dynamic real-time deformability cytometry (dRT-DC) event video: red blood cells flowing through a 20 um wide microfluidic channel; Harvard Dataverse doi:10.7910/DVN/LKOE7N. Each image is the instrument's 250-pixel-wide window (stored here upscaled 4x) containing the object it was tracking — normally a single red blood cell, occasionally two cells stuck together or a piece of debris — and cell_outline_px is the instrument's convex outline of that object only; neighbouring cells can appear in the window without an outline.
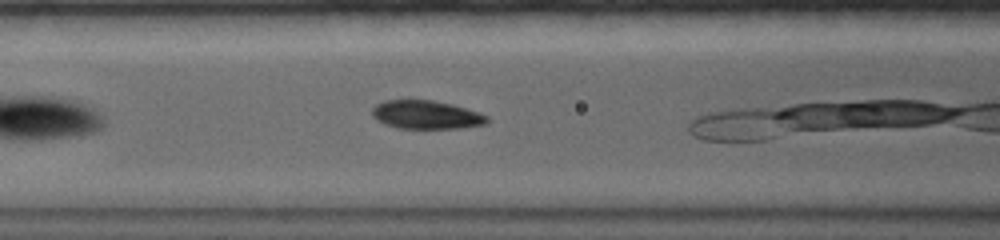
{"species": "common noctule bat (a hibernating species)", "species_latin": "Nyctalus noctula", "temperature_condition": "warm", "stored_images_in_passage": 15, "camera_frame_rate_fps": 5000, "um_per_image_px": 0.085, "animal": {"sex": "female", "body_mass_g": 19.0, "forearm_length_mm": 56.7}, "frame": {"image": 1, "passage_image": 3, "time_ms": 1.6, "image_size_px": [1000, 240], "cell_outline_px": [[488, 120], [484, 124], [464, 128], [396, 128], [384, 124], [376, 120], [372, 116], [372, 108], [376, 104], [384, 100], [432, 100], [452, 104], [488, 116]], "centroid_in_image_um": [36.17, 9.76], "position_along_channel_um": 130.4, "area_um2": 19.02}}